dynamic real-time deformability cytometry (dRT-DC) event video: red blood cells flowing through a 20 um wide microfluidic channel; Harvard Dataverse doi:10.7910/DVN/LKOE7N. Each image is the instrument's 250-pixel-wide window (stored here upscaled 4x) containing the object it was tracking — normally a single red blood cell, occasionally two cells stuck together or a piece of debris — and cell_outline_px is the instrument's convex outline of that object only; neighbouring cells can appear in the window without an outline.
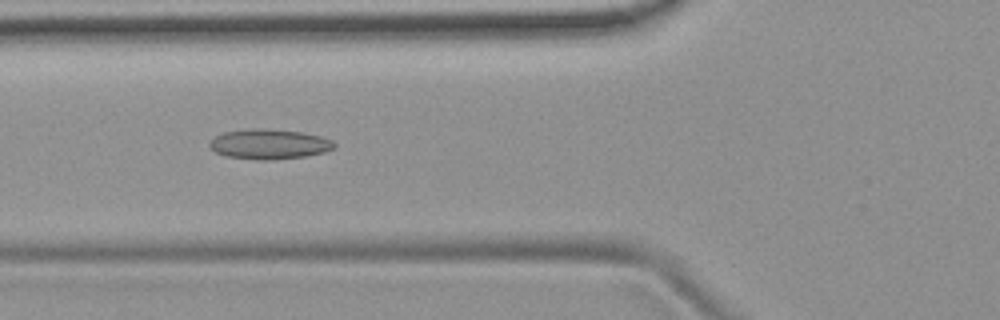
{"species": "common noctule bat (a hibernating species)", "species_latin": "Nyctalus noctula", "temperature_condition": "room temperature", "stored_images_in_passage": 47, "camera_frame_rate_fps": 3000, "um_per_image_px": 0.085, "animal": {"sex": "female", "body_mass_g": 19.9}, "frame": {"image": 1, "passage_image": 14, "time_ms": 4.333, "image_size_px": [1000, 320], "cell_outline_px": [[336, 148], [324, 152], [304, 156], [272, 160], [260, 160], [224, 156], [208, 148], [208, 144], [216, 136], [224, 132], [252, 128], [260, 128], [304, 132], [320, 136], [332, 140], [336, 144]], "centroid_in_image_um": [22.88, 12.25], "position_along_channel_um": 102.9, "area_um2": 21.91}}
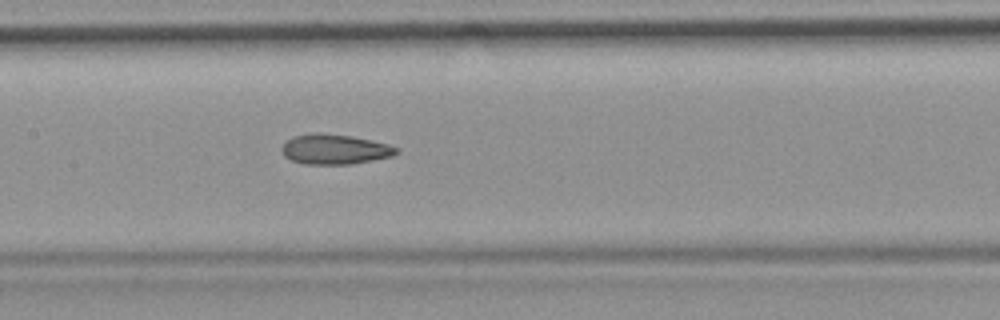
{"frame": {"image": 2, "passage_image": 20, "time_ms": 6.333, "image_size_px": [1000, 320], "cell_outline_px": [[400, 152], [392, 156], [352, 164], [304, 164], [292, 160], [284, 156], [280, 148], [292, 136], [312, 132], [316, 132], [352, 136], [388, 144], [400, 148]], "centroid_in_image_um": [28.45, 12.68], "position_along_channel_um": 178.9, "area_um2": 20.17}}
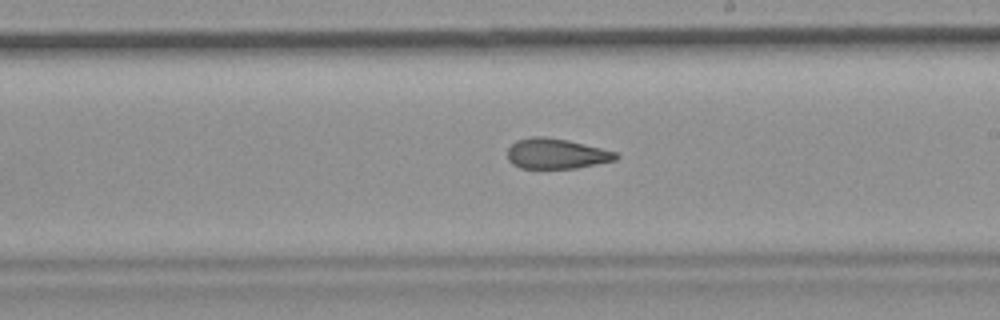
{"frame": {"image": 3, "passage_image": 25, "time_ms": 8.0, "image_size_px": [1000, 320], "cell_outline_px": [[620, 156], [616, 160], [576, 168], [520, 168], [512, 164], [508, 160], [508, 148], [516, 140], [532, 136], [544, 136], [568, 140], [616, 152]], "centroid_in_image_um": [47.27, 13.06], "position_along_channel_um": 241.7, "area_um2": 19.13}, "authors_computed_cell_mechanics": {"area_um2": 20.3456, "velocity_mm_per_s": 3.7924, "shape_relaxation_time_tau1_ms": null, "shape_relaxation_time_tau2_ms": 2.6412, "deformation_change_tau1": null, "deformation_change_tau2": 0.1068}}